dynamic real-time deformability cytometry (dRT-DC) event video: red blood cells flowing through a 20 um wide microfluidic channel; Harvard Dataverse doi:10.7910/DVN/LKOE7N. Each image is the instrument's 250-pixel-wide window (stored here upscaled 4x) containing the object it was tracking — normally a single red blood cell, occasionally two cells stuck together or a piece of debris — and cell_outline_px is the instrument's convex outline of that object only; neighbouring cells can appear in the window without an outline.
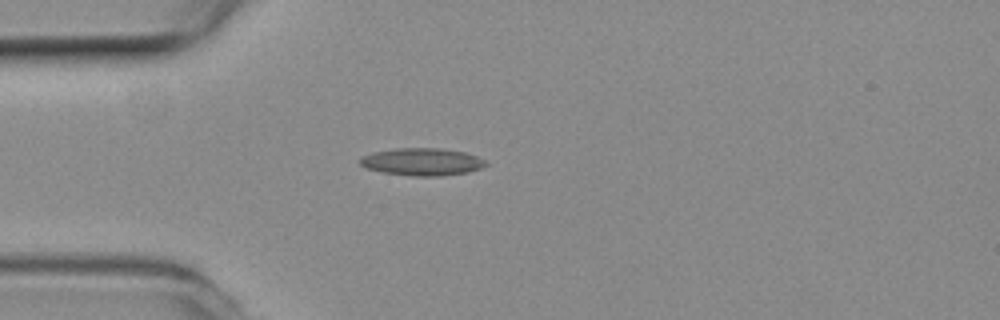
{"species": "common noctule bat (a hibernating species)", "species_latin": "Nyctalus noctula", "temperature_condition": "room temperature", "stored_images_in_passage": 2, "camera_frame_rate_fps": 3000, "um_per_image_px": 0.085, "animal": {"sex": "female", "body_mass_g": 19.3, "forearm_length_mm": 54.1}, "frame": {"image": 1, "passage_image": 2, "time_ms": 0.333, "image_size_px": [1000, 320], "cell_outline_px": [[488, 164], [480, 168], [468, 172], [440, 176], [412, 176], [384, 172], [364, 168], [360, 164], [360, 156], [372, 152], [396, 148], [440, 148], [464, 152], [476, 156], [484, 160]], "centroid_in_image_um": [35.84, 13.75], "position_along_channel_um": 49.2, "area_um2": 20.11}}